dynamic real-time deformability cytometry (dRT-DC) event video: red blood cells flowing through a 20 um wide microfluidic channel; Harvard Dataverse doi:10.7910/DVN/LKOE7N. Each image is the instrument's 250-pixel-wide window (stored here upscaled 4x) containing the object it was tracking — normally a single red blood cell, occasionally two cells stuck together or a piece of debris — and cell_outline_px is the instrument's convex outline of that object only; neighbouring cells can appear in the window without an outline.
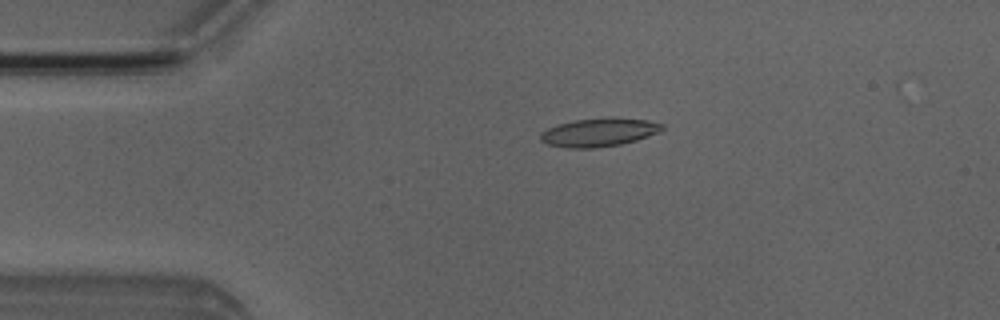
{"species": "Egyptian fruit bat (a non-hibernating species)", "species_latin": "Rousettus aegyptiacus", "temperature_condition": "room temperature", "stored_images_in_passage": 5, "camera_frame_rate_fps": 3000, "um_per_image_px": 0.085, "animal": {"sex": "male"}, "frame": {"image": 1, "passage_image": 3, "time_ms": 3.0, "image_size_px": [1000, 320], "cell_outline_px": [[664, 128], [648, 136], [636, 140], [620, 144], [596, 148], [568, 148], [548, 144], [540, 140], [540, 132], [556, 124], [576, 120], [612, 116], [648, 120], [664, 124]], "centroid_in_image_um": [50.9, 11.23], "position_along_channel_um": 34.1, "area_um2": 20.29}}